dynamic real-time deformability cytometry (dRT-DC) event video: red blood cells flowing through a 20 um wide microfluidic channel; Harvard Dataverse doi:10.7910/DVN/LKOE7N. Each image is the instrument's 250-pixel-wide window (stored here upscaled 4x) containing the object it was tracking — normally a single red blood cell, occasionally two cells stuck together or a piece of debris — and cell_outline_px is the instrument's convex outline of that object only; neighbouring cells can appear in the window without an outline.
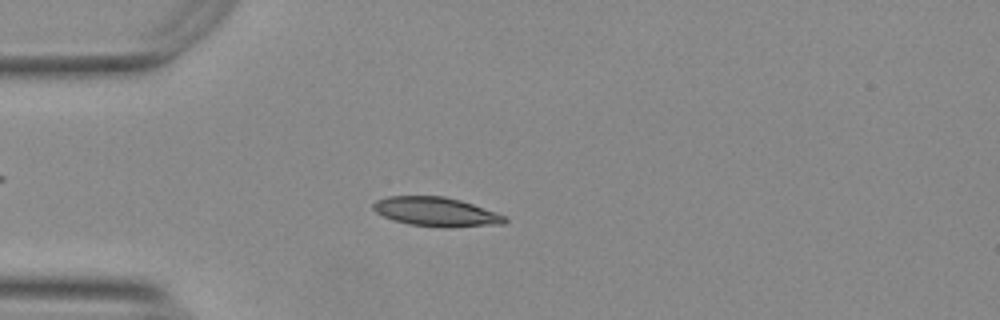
{"species": "Egyptian fruit bat (a non-hibernating species)", "species_latin": "Rousettus aegyptiacus", "temperature_condition": "warm", "stored_images_in_passage": 53, "camera_frame_rate_fps": 3000, "um_per_image_px": 0.085, "animal": {"sex": "female"}, "frame": {"image": 1, "passage_image": 14, "time_ms": 4.333, "image_size_px": [1000, 320], "cell_outline_px": [[508, 220], [504, 224], [448, 228], [444, 228], [408, 224], [384, 216], [376, 212], [372, 208], [372, 204], [376, 200], [388, 196], [444, 196], [460, 200], [496, 212], [504, 216]], "centroid_in_image_um": [37.08, 18.01], "position_along_channel_um": 47.9, "area_um2": 22.37}}
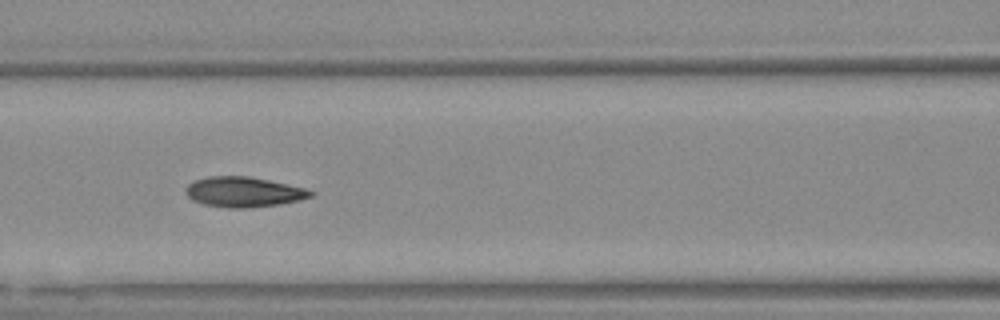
{"frame": {"image": 2, "passage_image": 23, "time_ms": 7.333, "image_size_px": [1000, 320], "cell_outline_px": [[316, 192], [312, 196], [300, 200], [280, 204], [248, 208], [228, 208], [204, 204], [192, 200], [184, 192], [184, 188], [188, 184], [196, 180], [208, 176], [248, 176], [288, 184], [304, 188]], "centroid_in_image_um": [20.7, 16.32], "position_along_channel_um": 145.9, "area_um2": 22.02}}
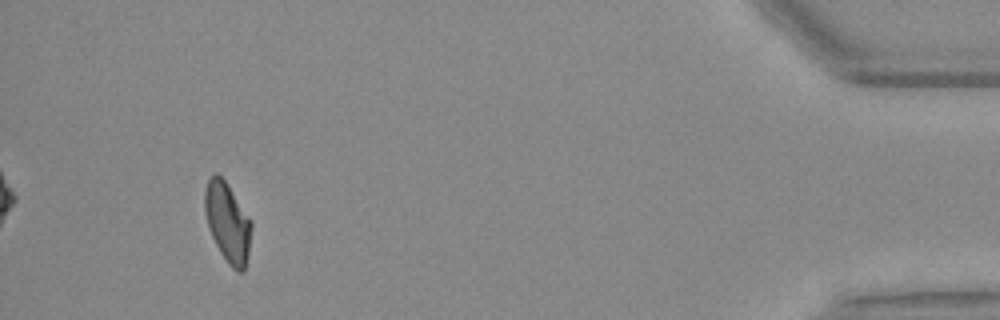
{"frame": {"image": 3, "passage_image": 50, "time_ms": 16.333, "image_size_px": [1000, 320], "cell_outline_px": [[252, 228], [248, 252], [244, 272], [236, 272], [228, 264], [220, 252], [212, 236], [208, 224], [204, 208], [204, 192], [208, 180], [216, 172], [224, 180], [252, 220]], "centroid_in_image_um": [19.36, 18.92], "position_along_channel_um": 415.8, "area_um2": 21.44}, "authors_computed_cell_mechanics": {"area_um2": 21.6172, "velocity_mm_per_s": 3.7718, "shape_relaxation_time_tau1_ms": 5.8037, "shape_relaxation_time_tau2_ms": 1.6167, "deformation_change_tau1": 0.1806, "deformation_change_tau2": 0.0555}}